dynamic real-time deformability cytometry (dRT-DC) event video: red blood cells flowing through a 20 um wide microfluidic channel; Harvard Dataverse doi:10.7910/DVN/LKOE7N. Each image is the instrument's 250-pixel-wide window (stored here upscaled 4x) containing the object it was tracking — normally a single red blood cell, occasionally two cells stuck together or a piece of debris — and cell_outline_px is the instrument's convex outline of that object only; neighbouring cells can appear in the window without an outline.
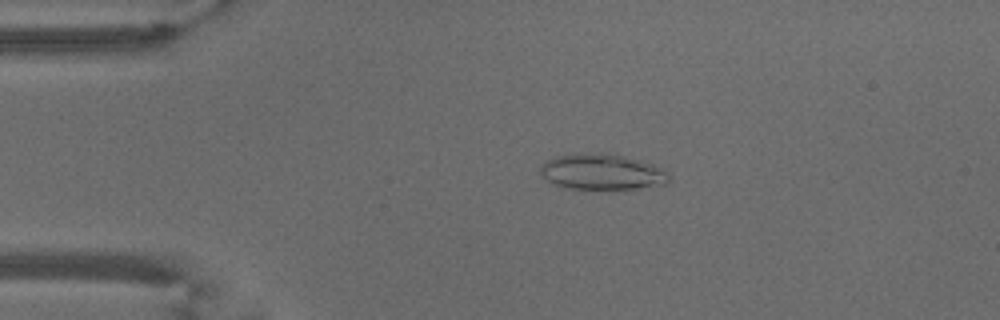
{"species": "common noctule bat (a hibernating species)", "species_latin": "Nyctalus noctula", "temperature_condition": "warm", "stored_images_in_passage": 44, "camera_frame_rate_fps": 3000, "um_per_image_px": 0.085, "animal": {"sex": "male", "body_mass_g": 18.8}, "frame": {"image": 1, "passage_image": 2, "time_ms": 0.333, "image_size_px": [1000, 320], "cell_outline_px": [[672, 180], [664, 184], [636, 188], [560, 188], [552, 184], [540, 172], [540, 168], [548, 160], [556, 156], [576, 152], [608, 152], [640, 160], [664, 168]], "centroid_in_image_um": [51.17, 14.58], "position_along_channel_um": 33.8, "area_um2": 26.99}}
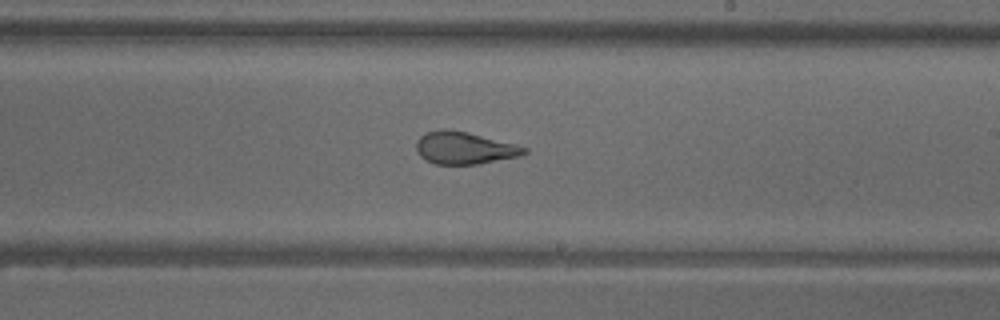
{"frame": {"image": 2, "passage_image": 22, "time_ms": 7.0, "image_size_px": [1000, 320], "cell_outline_px": [[528, 152], [520, 156], [476, 164], [436, 164], [424, 160], [416, 152], [416, 140], [424, 132], [444, 128], [468, 132], [528, 148]], "centroid_in_image_um": [39.41, 12.57], "position_along_channel_um": 249.6, "area_um2": 20.35}}
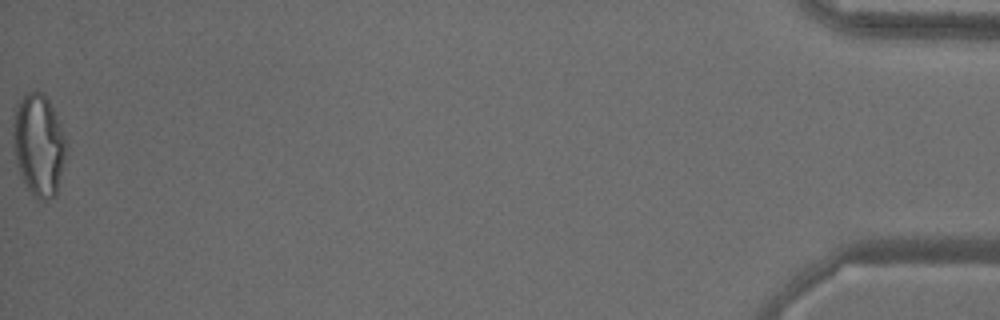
{"frame": {"image": 3, "passage_image": 44, "time_ms": 14.333, "image_size_px": [1000, 320], "cell_outline_px": [[64, 156], [56, 196], [44, 204], [36, 200], [28, 188], [16, 164], [12, 132], [16, 108], [24, 92], [36, 88], [48, 100], [52, 108], [64, 136]], "centroid_in_image_um": [3.25, 12.35], "position_along_channel_um": 431.9, "area_um2": 31.15}, "authors_computed_cell_mechanics": {"area_um2": 23.1778, "velocity_mm_per_s": 3.8316, "shape_relaxation_time_tau1_ms": 6.1684, "shape_relaxation_time_tau2_ms": 1.2658, "deformation_change_tau1": 0.1962, "deformation_change_tau2": 0.088}}